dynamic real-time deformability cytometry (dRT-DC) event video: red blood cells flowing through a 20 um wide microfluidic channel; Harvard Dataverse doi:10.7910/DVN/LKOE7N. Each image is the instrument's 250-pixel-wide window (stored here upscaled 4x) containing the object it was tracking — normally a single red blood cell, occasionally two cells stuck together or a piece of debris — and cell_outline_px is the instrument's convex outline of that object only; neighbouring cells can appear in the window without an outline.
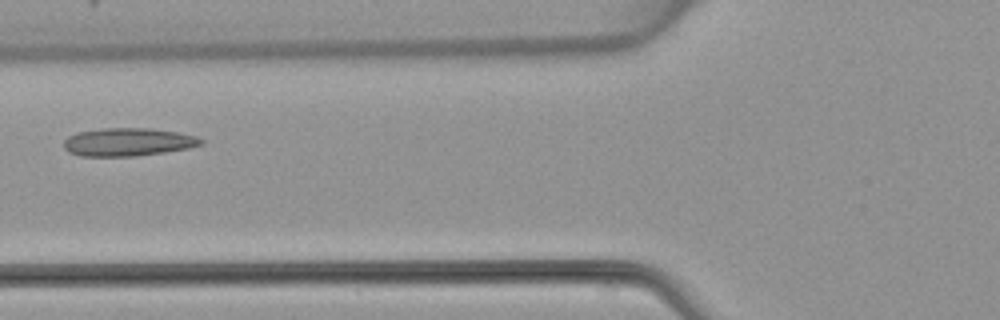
{"species": "common noctule bat (a hibernating species)", "species_latin": "Nyctalus noctula", "temperature_condition": "warm", "stored_images_in_passage": 2, "camera_frame_rate_fps": 3000, "um_per_image_px": 0.085, "animal": {"sex": "female", "body_mass_g": 22.7, "forearm_length_mm": 54.2}, "frame": {"image": 1, "passage_image": 2, "time_ms": 2.0, "image_size_px": [1000, 320], "cell_outline_px": [[204, 144], [188, 148], [164, 152], [136, 156], [80, 156], [68, 152], [64, 148], [64, 140], [68, 136], [76, 132], [104, 128], [152, 128], [176, 132], [196, 136], [204, 140]], "centroid_in_image_um": [10.87, 12.07], "position_along_channel_um": 114.9, "area_um2": 22.54}}